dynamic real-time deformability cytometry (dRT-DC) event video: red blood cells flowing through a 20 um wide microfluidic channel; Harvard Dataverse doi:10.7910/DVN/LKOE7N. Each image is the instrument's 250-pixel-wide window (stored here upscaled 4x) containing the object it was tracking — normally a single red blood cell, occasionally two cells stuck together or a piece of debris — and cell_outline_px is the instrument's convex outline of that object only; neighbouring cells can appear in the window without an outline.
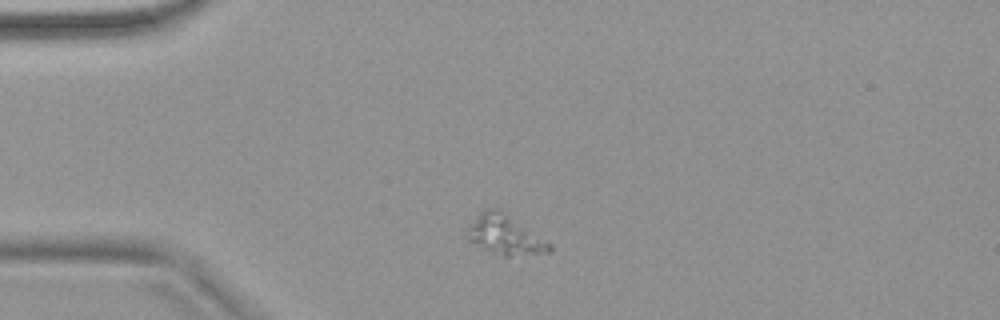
{"species": "common noctule bat (a hibernating species)", "species_latin": "Nyctalus noctula", "temperature_condition": "warm", "stored_images_in_passage": 43, "camera_frame_rate_fps": 3000, "um_per_image_px": 0.085, "animal": {"sex": "female", "body_mass_g": 18.4}, "frame": {"image": 1, "passage_image": 1, "time_ms": 0.0, "image_size_px": [1000, 320], "cell_outline_px": [[552, 252], [508, 256], [504, 256], [484, 248], [468, 240], [468, 224], [480, 212], [488, 208], [500, 208], [552, 244]], "centroid_in_image_um": [42.95, 19.94], "position_along_channel_um": 42.1, "area_um2": 18.79}}
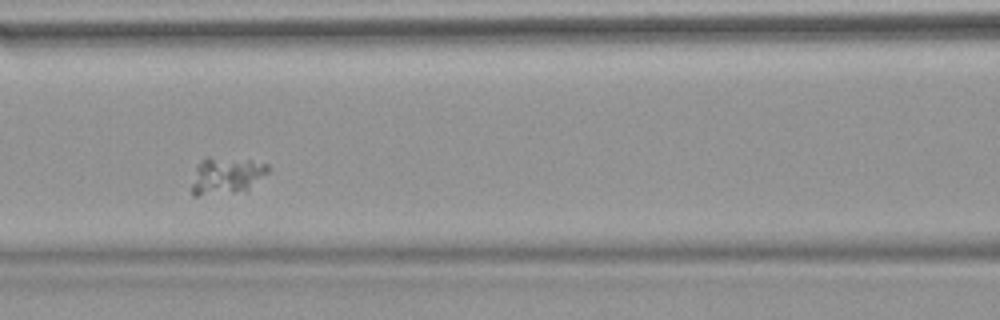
{"frame": {"image": 2, "passage_image": 12, "time_ms": 3.667, "image_size_px": [1000, 320], "cell_outline_px": [[268, 172], [248, 188], [232, 192], [196, 196], [192, 196], [192, 184], [196, 164], [204, 156], [208, 156], [248, 160], [268, 164]], "centroid_in_image_um": [19.17, 14.89], "position_along_channel_um": 147.4, "area_um2": 16.24}}
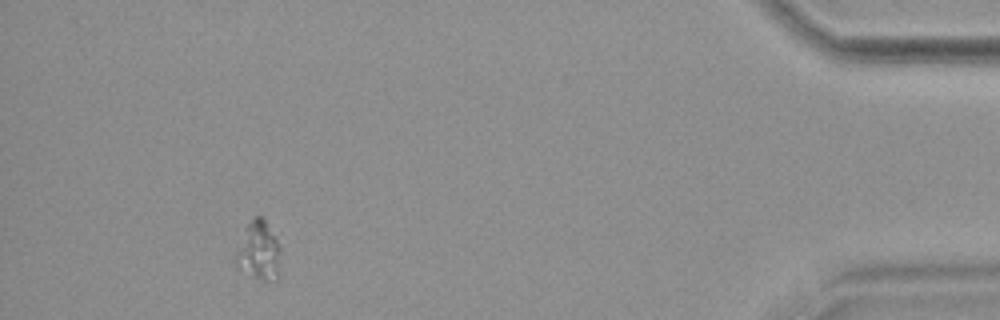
{"frame": {"image": 3, "passage_image": 39, "time_ms": 12.667, "image_size_px": [1000, 320], "cell_outline_px": [[280, 280], [264, 280], [252, 276], [236, 268], [232, 264], [232, 256], [248, 224], [256, 216], [260, 216], [264, 220], [276, 240], [280, 248]], "centroid_in_image_um": [21.95, 21.41], "position_along_channel_um": 413.3, "area_um2": 15.61}}